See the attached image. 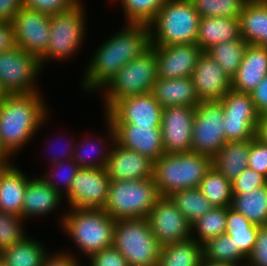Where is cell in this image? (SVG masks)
Returning a JSON list of instances; mask_svg holds the SVG:
<instances>
[{
    "label": "cell",
    "instance_id": "cell-1",
    "mask_svg": "<svg viewBox=\"0 0 267 266\" xmlns=\"http://www.w3.org/2000/svg\"><path fill=\"white\" fill-rule=\"evenodd\" d=\"M123 26L94 51L81 81L84 90L102 89L125 64L151 47L147 24L127 23Z\"/></svg>",
    "mask_w": 267,
    "mask_h": 266
},
{
    "label": "cell",
    "instance_id": "cell-2",
    "mask_svg": "<svg viewBox=\"0 0 267 266\" xmlns=\"http://www.w3.org/2000/svg\"><path fill=\"white\" fill-rule=\"evenodd\" d=\"M41 95L38 91L7 94L0 101V142L10 156L45 124L49 112Z\"/></svg>",
    "mask_w": 267,
    "mask_h": 266
},
{
    "label": "cell",
    "instance_id": "cell-3",
    "mask_svg": "<svg viewBox=\"0 0 267 266\" xmlns=\"http://www.w3.org/2000/svg\"><path fill=\"white\" fill-rule=\"evenodd\" d=\"M212 166V158L188 152L163 154L154 161L153 180L160 197L173 192L199 188L202 179Z\"/></svg>",
    "mask_w": 267,
    "mask_h": 266
},
{
    "label": "cell",
    "instance_id": "cell-4",
    "mask_svg": "<svg viewBox=\"0 0 267 266\" xmlns=\"http://www.w3.org/2000/svg\"><path fill=\"white\" fill-rule=\"evenodd\" d=\"M200 18L190 0H167L148 24L151 46L196 43Z\"/></svg>",
    "mask_w": 267,
    "mask_h": 266
},
{
    "label": "cell",
    "instance_id": "cell-5",
    "mask_svg": "<svg viewBox=\"0 0 267 266\" xmlns=\"http://www.w3.org/2000/svg\"><path fill=\"white\" fill-rule=\"evenodd\" d=\"M115 219L103 209L70 208L61 226L87 257L113 246Z\"/></svg>",
    "mask_w": 267,
    "mask_h": 266
},
{
    "label": "cell",
    "instance_id": "cell-6",
    "mask_svg": "<svg viewBox=\"0 0 267 266\" xmlns=\"http://www.w3.org/2000/svg\"><path fill=\"white\" fill-rule=\"evenodd\" d=\"M159 198L153 178L110 180L103 210L115 220L145 219Z\"/></svg>",
    "mask_w": 267,
    "mask_h": 266
},
{
    "label": "cell",
    "instance_id": "cell-7",
    "mask_svg": "<svg viewBox=\"0 0 267 266\" xmlns=\"http://www.w3.org/2000/svg\"><path fill=\"white\" fill-rule=\"evenodd\" d=\"M157 79L156 51L150 47L125 64L103 87L105 111L120 99L150 93Z\"/></svg>",
    "mask_w": 267,
    "mask_h": 266
},
{
    "label": "cell",
    "instance_id": "cell-8",
    "mask_svg": "<svg viewBox=\"0 0 267 266\" xmlns=\"http://www.w3.org/2000/svg\"><path fill=\"white\" fill-rule=\"evenodd\" d=\"M113 246L125 257L129 266H157L161 246L147 218L116 220Z\"/></svg>",
    "mask_w": 267,
    "mask_h": 266
},
{
    "label": "cell",
    "instance_id": "cell-9",
    "mask_svg": "<svg viewBox=\"0 0 267 266\" xmlns=\"http://www.w3.org/2000/svg\"><path fill=\"white\" fill-rule=\"evenodd\" d=\"M82 1L75 7L50 15V38L46 53L40 58L42 69L49 59H69L85 39L86 20Z\"/></svg>",
    "mask_w": 267,
    "mask_h": 266
},
{
    "label": "cell",
    "instance_id": "cell-10",
    "mask_svg": "<svg viewBox=\"0 0 267 266\" xmlns=\"http://www.w3.org/2000/svg\"><path fill=\"white\" fill-rule=\"evenodd\" d=\"M42 66L40 59L20 47L0 53V84L6 94L39 92L36 80Z\"/></svg>",
    "mask_w": 267,
    "mask_h": 266
},
{
    "label": "cell",
    "instance_id": "cell-11",
    "mask_svg": "<svg viewBox=\"0 0 267 266\" xmlns=\"http://www.w3.org/2000/svg\"><path fill=\"white\" fill-rule=\"evenodd\" d=\"M220 101H201L195 107L191 152L213 157L227 142Z\"/></svg>",
    "mask_w": 267,
    "mask_h": 266
},
{
    "label": "cell",
    "instance_id": "cell-12",
    "mask_svg": "<svg viewBox=\"0 0 267 266\" xmlns=\"http://www.w3.org/2000/svg\"><path fill=\"white\" fill-rule=\"evenodd\" d=\"M161 247L192 238L191 224L169 197H160L147 217Z\"/></svg>",
    "mask_w": 267,
    "mask_h": 266
},
{
    "label": "cell",
    "instance_id": "cell-13",
    "mask_svg": "<svg viewBox=\"0 0 267 266\" xmlns=\"http://www.w3.org/2000/svg\"><path fill=\"white\" fill-rule=\"evenodd\" d=\"M109 182L106 168H80L65 196L69 207L103 209Z\"/></svg>",
    "mask_w": 267,
    "mask_h": 266
},
{
    "label": "cell",
    "instance_id": "cell-14",
    "mask_svg": "<svg viewBox=\"0 0 267 266\" xmlns=\"http://www.w3.org/2000/svg\"><path fill=\"white\" fill-rule=\"evenodd\" d=\"M163 107L152 93L118 100L104 114L112 124L161 126Z\"/></svg>",
    "mask_w": 267,
    "mask_h": 266
},
{
    "label": "cell",
    "instance_id": "cell-15",
    "mask_svg": "<svg viewBox=\"0 0 267 266\" xmlns=\"http://www.w3.org/2000/svg\"><path fill=\"white\" fill-rule=\"evenodd\" d=\"M16 44L39 59L46 53L50 38V16L25 6L13 17Z\"/></svg>",
    "mask_w": 267,
    "mask_h": 266
},
{
    "label": "cell",
    "instance_id": "cell-16",
    "mask_svg": "<svg viewBox=\"0 0 267 266\" xmlns=\"http://www.w3.org/2000/svg\"><path fill=\"white\" fill-rule=\"evenodd\" d=\"M195 107L163 108L161 133L165 154L191 152Z\"/></svg>",
    "mask_w": 267,
    "mask_h": 266
},
{
    "label": "cell",
    "instance_id": "cell-17",
    "mask_svg": "<svg viewBox=\"0 0 267 266\" xmlns=\"http://www.w3.org/2000/svg\"><path fill=\"white\" fill-rule=\"evenodd\" d=\"M107 120L111 153L106 170L110 180H139L153 178L154 161L140 153L121 147L115 142V132L112 123Z\"/></svg>",
    "mask_w": 267,
    "mask_h": 266
},
{
    "label": "cell",
    "instance_id": "cell-18",
    "mask_svg": "<svg viewBox=\"0 0 267 266\" xmlns=\"http://www.w3.org/2000/svg\"><path fill=\"white\" fill-rule=\"evenodd\" d=\"M151 47L156 51L157 77L162 79L191 76L204 52L197 43Z\"/></svg>",
    "mask_w": 267,
    "mask_h": 266
},
{
    "label": "cell",
    "instance_id": "cell-19",
    "mask_svg": "<svg viewBox=\"0 0 267 266\" xmlns=\"http://www.w3.org/2000/svg\"><path fill=\"white\" fill-rule=\"evenodd\" d=\"M198 100L220 101L232 89V79L203 52L191 75Z\"/></svg>",
    "mask_w": 267,
    "mask_h": 266
},
{
    "label": "cell",
    "instance_id": "cell-20",
    "mask_svg": "<svg viewBox=\"0 0 267 266\" xmlns=\"http://www.w3.org/2000/svg\"><path fill=\"white\" fill-rule=\"evenodd\" d=\"M115 142L129 150L156 161L164 154L160 126H138L130 124H112Z\"/></svg>",
    "mask_w": 267,
    "mask_h": 266
},
{
    "label": "cell",
    "instance_id": "cell-21",
    "mask_svg": "<svg viewBox=\"0 0 267 266\" xmlns=\"http://www.w3.org/2000/svg\"><path fill=\"white\" fill-rule=\"evenodd\" d=\"M267 76V47L247 45L241 65L232 78V89L251 93Z\"/></svg>",
    "mask_w": 267,
    "mask_h": 266
},
{
    "label": "cell",
    "instance_id": "cell-22",
    "mask_svg": "<svg viewBox=\"0 0 267 266\" xmlns=\"http://www.w3.org/2000/svg\"><path fill=\"white\" fill-rule=\"evenodd\" d=\"M63 195L54 190L43 178H28L23 198L21 216L23 219L42 216L56 211L62 205Z\"/></svg>",
    "mask_w": 267,
    "mask_h": 266
},
{
    "label": "cell",
    "instance_id": "cell-23",
    "mask_svg": "<svg viewBox=\"0 0 267 266\" xmlns=\"http://www.w3.org/2000/svg\"><path fill=\"white\" fill-rule=\"evenodd\" d=\"M151 93L163 108L196 107L200 103L191 76L175 79L158 78Z\"/></svg>",
    "mask_w": 267,
    "mask_h": 266
},
{
    "label": "cell",
    "instance_id": "cell-24",
    "mask_svg": "<svg viewBox=\"0 0 267 266\" xmlns=\"http://www.w3.org/2000/svg\"><path fill=\"white\" fill-rule=\"evenodd\" d=\"M239 28L247 44L267 47V0H249L239 17Z\"/></svg>",
    "mask_w": 267,
    "mask_h": 266
},
{
    "label": "cell",
    "instance_id": "cell-25",
    "mask_svg": "<svg viewBox=\"0 0 267 266\" xmlns=\"http://www.w3.org/2000/svg\"><path fill=\"white\" fill-rule=\"evenodd\" d=\"M28 177L10 164L0 167V210L21 216Z\"/></svg>",
    "mask_w": 267,
    "mask_h": 266
},
{
    "label": "cell",
    "instance_id": "cell-26",
    "mask_svg": "<svg viewBox=\"0 0 267 266\" xmlns=\"http://www.w3.org/2000/svg\"><path fill=\"white\" fill-rule=\"evenodd\" d=\"M239 37V19L201 17L196 43L206 52L213 45L236 40Z\"/></svg>",
    "mask_w": 267,
    "mask_h": 266
},
{
    "label": "cell",
    "instance_id": "cell-27",
    "mask_svg": "<svg viewBox=\"0 0 267 266\" xmlns=\"http://www.w3.org/2000/svg\"><path fill=\"white\" fill-rule=\"evenodd\" d=\"M249 151L250 140L226 142L212 157V166L232 182L248 167Z\"/></svg>",
    "mask_w": 267,
    "mask_h": 266
},
{
    "label": "cell",
    "instance_id": "cell-28",
    "mask_svg": "<svg viewBox=\"0 0 267 266\" xmlns=\"http://www.w3.org/2000/svg\"><path fill=\"white\" fill-rule=\"evenodd\" d=\"M259 228L231 206L228 207L225 235L232 238L235 248L246 259L253 250Z\"/></svg>",
    "mask_w": 267,
    "mask_h": 266
},
{
    "label": "cell",
    "instance_id": "cell-29",
    "mask_svg": "<svg viewBox=\"0 0 267 266\" xmlns=\"http://www.w3.org/2000/svg\"><path fill=\"white\" fill-rule=\"evenodd\" d=\"M41 243L27 235L0 252L4 266H42L49 256Z\"/></svg>",
    "mask_w": 267,
    "mask_h": 266
},
{
    "label": "cell",
    "instance_id": "cell-30",
    "mask_svg": "<svg viewBox=\"0 0 267 266\" xmlns=\"http://www.w3.org/2000/svg\"><path fill=\"white\" fill-rule=\"evenodd\" d=\"M202 245L194 239L161 247L157 266H201Z\"/></svg>",
    "mask_w": 267,
    "mask_h": 266
},
{
    "label": "cell",
    "instance_id": "cell-31",
    "mask_svg": "<svg viewBox=\"0 0 267 266\" xmlns=\"http://www.w3.org/2000/svg\"><path fill=\"white\" fill-rule=\"evenodd\" d=\"M231 207L253 224L267 225V184L245 194H233Z\"/></svg>",
    "mask_w": 267,
    "mask_h": 266
},
{
    "label": "cell",
    "instance_id": "cell-32",
    "mask_svg": "<svg viewBox=\"0 0 267 266\" xmlns=\"http://www.w3.org/2000/svg\"><path fill=\"white\" fill-rule=\"evenodd\" d=\"M247 45V42L239 37L236 40L213 45L206 53L210 55L232 79L241 65Z\"/></svg>",
    "mask_w": 267,
    "mask_h": 266
},
{
    "label": "cell",
    "instance_id": "cell-33",
    "mask_svg": "<svg viewBox=\"0 0 267 266\" xmlns=\"http://www.w3.org/2000/svg\"><path fill=\"white\" fill-rule=\"evenodd\" d=\"M199 189L213 207H230L232 205V182L213 166L202 179Z\"/></svg>",
    "mask_w": 267,
    "mask_h": 266
},
{
    "label": "cell",
    "instance_id": "cell-34",
    "mask_svg": "<svg viewBox=\"0 0 267 266\" xmlns=\"http://www.w3.org/2000/svg\"><path fill=\"white\" fill-rule=\"evenodd\" d=\"M202 254V260L218 263H229L237 266H245V261L247 260L240 253L238 248H235L232 238L225 234L212 238L202 244ZM241 263L243 265H241Z\"/></svg>",
    "mask_w": 267,
    "mask_h": 266
},
{
    "label": "cell",
    "instance_id": "cell-35",
    "mask_svg": "<svg viewBox=\"0 0 267 266\" xmlns=\"http://www.w3.org/2000/svg\"><path fill=\"white\" fill-rule=\"evenodd\" d=\"M168 197L190 224L213 208L199 188L179 190Z\"/></svg>",
    "mask_w": 267,
    "mask_h": 266
},
{
    "label": "cell",
    "instance_id": "cell-36",
    "mask_svg": "<svg viewBox=\"0 0 267 266\" xmlns=\"http://www.w3.org/2000/svg\"><path fill=\"white\" fill-rule=\"evenodd\" d=\"M228 207H213L191 224L192 239L199 244L225 234ZM194 231L198 234L194 235ZM196 236V237H195ZM195 237V238H194Z\"/></svg>",
    "mask_w": 267,
    "mask_h": 266
},
{
    "label": "cell",
    "instance_id": "cell-37",
    "mask_svg": "<svg viewBox=\"0 0 267 266\" xmlns=\"http://www.w3.org/2000/svg\"><path fill=\"white\" fill-rule=\"evenodd\" d=\"M260 115L224 113V133L227 142L247 141L256 137Z\"/></svg>",
    "mask_w": 267,
    "mask_h": 266
},
{
    "label": "cell",
    "instance_id": "cell-38",
    "mask_svg": "<svg viewBox=\"0 0 267 266\" xmlns=\"http://www.w3.org/2000/svg\"><path fill=\"white\" fill-rule=\"evenodd\" d=\"M249 0H190L200 17L239 19Z\"/></svg>",
    "mask_w": 267,
    "mask_h": 266
},
{
    "label": "cell",
    "instance_id": "cell-39",
    "mask_svg": "<svg viewBox=\"0 0 267 266\" xmlns=\"http://www.w3.org/2000/svg\"><path fill=\"white\" fill-rule=\"evenodd\" d=\"M167 0H121L125 22L149 24ZM127 17V18H126Z\"/></svg>",
    "mask_w": 267,
    "mask_h": 266
},
{
    "label": "cell",
    "instance_id": "cell-40",
    "mask_svg": "<svg viewBox=\"0 0 267 266\" xmlns=\"http://www.w3.org/2000/svg\"><path fill=\"white\" fill-rule=\"evenodd\" d=\"M23 221L22 216L0 210V252L26 236Z\"/></svg>",
    "mask_w": 267,
    "mask_h": 266
},
{
    "label": "cell",
    "instance_id": "cell-41",
    "mask_svg": "<svg viewBox=\"0 0 267 266\" xmlns=\"http://www.w3.org/2000/svg\"><path fill=\"white\" fill-rule=\"evenodd\" d=\"M97 139L98 140L96 142H99V144H96V142H95V144L97 146H94L95 144L94 145L91 144V143H94V142L90 141V142H85L87 145L83 142L82 144H80L81 146L77 145V147H74V152H73V158L72 159L78 164V166L80 168H97V169L106 168L107 163H108V159L110 157L111 148H110V150L107 149L108 151L107 150L104 151V149H102V148L101 149L97 148L99 145L101 147V145H103V143H105L104 138L102 140L101 138L99 139L97 137ZM78 146L83 147L82 151H80V149H81L80 147L78 149ZM84 146H86V148ZM87 146L90 148V150H94V151L97 148L96 149L97 151H95L93 153L90 152V153H92V156L94 155L95 158L91 157V155L89 154L90 150H88ZM91 146H93V147L91 148ZM98 149H99V151H98ZM83 150H84V152H83ZM89 158H90V160H89Z\"/></svg>",
    "mask_w": 267,
    "mask_h": 266
},
{
    "label": "cell",
    "instance_id": "cell-42",
    "mask_svg": "<svg viewBox=\"0 0 267 266\" xmlns=\"http://www.w3.org/2000/svg\"><path fill=\"white\" fill-rule=\"evenodd\" d=\"M223 112L237 115H259L251 94L229 90L220 100Z\"/></svg>",
    "mask_w": 267,
    "mask_h": 266
},
{
    "label": "cell",
    "instance_id": "cell-43",
    "mask_svg": "<svg viewBox=\"0 0 267 266\" xmlns=\"http://www.w3.org/2000/svg\"><path fill=\"white\" fill-rule=\"evenodd\" d=\"M52 165L53 166L55 165V168H56V170L55 169L54 170L52 169L53 174L52 173H50V174L49 173H46L45 175L42 176V178L54 190L58 191L62 195H65L69 191V188L71 186V183L74 180L75 176L77 175L80 167L78 166V164L73 159H69V160H66V161L63 160V161H60V162L55 163V164H52ZM59 175H62V177L59 176ZM52 176L61 177L60 180L62 182L61 184L64 183L63 186L65 188V190H64L65 191V194L62 193L63 190H61V189H63V188L58 185L59 182L56 181V177L54 179V177H52Z\"/></svg>",
    "mask_w": 267,
    "mask_h": 266
},
{
    "label": "cell",
    "instance_id": "cell-44",
    "mask_svg": "<svg viewBox=\"0 0 267 266\" xmlns=\"http://www.w3.org/2000/svg\"><path fill=\"white\" fill-rule=\"evenodd\" d=\"M267 184V178L257 171L247 167L232 181L233 194H245Z\"/></svg>",
    "mask_w": 267,
    "mask_h": 266
},
{
    "label": "cell",
    "instance_id": "cell-45",
    "mask_svg": "<svg viewBox=\"0 0 267 266\" xmlns=\"http://www.w3.org/2000/svg\"><path fill=\"white\" fill-rule=\"evenodd\" d=\"M80 2V0H24V6L50 16L58 12L69 10Z\"/></svg>",
    "mask_w": 267,
    "mask_h": 266
},
{
    "label": "cell",
    "instance_id": "cell-46",
    "mask_svg": "<svg viewBox=\"0 0 267 266\" xmlns=\"http://www.w3.org/2000/svg\"><path fill=\"white\" fill-rule=\"evenodd\" d=\"M248 167L267 178V145L256 137L250 139Z\"/></svg>",
    "mask_w": 267,
    "mask_h": 266
},
{
    "label": "cell",
    "instance_id": "cell-47",
    "mask_svg": "<svg viewBox=\"0 0 267 266\" xmlns=\"http://www.w3.org/2000/svg\"><path fill=\"white\" fill-rule=\"evenodd\" d=\"M245 266H267V225L260 226Z\"/></svg>",
    "mask_w": 267,
    "mask_h": 266
},
{
    "label": "cell",
    "instance_id": "cell-48",
    "mask_svg": "<svg viewBox=\"0 0 267 266\" xmlns=\"http://www.w3.org/2000/svg\"><path fill=\"white\" fill-rule=\"evenodd\" d=\"M88 258L90 266H129L125 257L114 246L96 252Z\"/></svg>",
    "mask_w": 267,
    "mask_h": 266
},
{
    "label": "cell",
    "instance_id": "cell-49",
    "mask_svg": "<svg viewBox=\"0 0 267 266\" xmlns=\"http://www.w3.org/2000/svg\"><path fill=\"white\" fill-rule=\"evenodd\" d=\"M258 114H267V76L250 93Z\"/></svg>",
    "mask_w": 267,
    "mask_h": 266
},
{
    "label": "cell",
    "instance_id": "cell-50",
    "mask_svg": "<svg viewBox=\"0 0 267 266\" xmlns=\"http://www.w3.org/2000/svg\"><path fill=\"white\" fill-rule=\"evenodd\" d=\"M17 47L14 28L11 22L0 21V53Z\"/></svg>",
    "mask_w": 267,
    "mask_h": 266
},
{
    "label": "cell",
    "instance_id": "cell-51",
    "mask_svg": "<svg viewBox=\"0 0 267 266\" xmlns=\"http://www.w3.org/2000/svg\"><path fill=\"white\" fill-rule=\"evenodd\" d=\"M24 7V0H0V21L11 22Z\"/></svg>",
    "mask_w": 267,
    "mask_h": 266
},
{
    "label": "cell",
    "instance_id": "cell-52",
    "mask_svg": "<svg viewBox=\"0 0 267 266\" xmlns=\"http://www.w3.org/2000/svg\"><path fill=\"white\" fill-rule=\"evenodd\" d=\"M79 260L74 254L65 253L64 251L54 253L45 259L42 266H80Z\"/></svg>",
    "mask_w": 267,
    "mask_h": 266
},
{
    "label": "cell",
    "instance_id": "cell-53",
    "mask_svg": "<svg viewBox=\"0 0 267 266\" xmlns=\"http://www.w3.org/2000/svg\"><path fill=\"white\" fill-rule=\"evenodd\" d=\"M256 138L267 145V114L259 118L256 129Z\"/></svg>",
    "mask_w": 267,
    "mask_h": 266
},
{
    "label": "cell",
    "instance_id": "cell-54",
    "mask_svg": "<svg viewBox=\"0 0 267 266\" xmlns=\"http://www.w3.org/2000/svg\"><path fill=\"white\" fill-rule=\"evenodd\" d=\"M72 148H67L68 150H66V152L61 156V157H59V156H54L53 158H52V164H55V163H58V162H60V161H63V159H64V161H66V160H69V159H72L73 158V152H74V146H71ZM61 158H62V160H61Z\"/></svg>",
    "mask_w": 267,
    "mask_h": 266
},
{
    "label": "cell",
    "instance_id": "cell-55",
    "mask_svg": "<svg viewBox=\"0 0 267 266\" xmlns=\"http://www.w3.org/2000/svg\"><path fill=\"white\" fill-rule=\"evenodd\" d=\"M9 159L10 155L6 152V150L3 148L0 142V167H5L10 165L12 162H10Z\"/></svg>",
    "mask_w": 267,
    "mask_h": 266
},
{
    "label": "cell",
    "instance_id": "cell-56",
    "mask_svg": "<svg viewBox=\"0 0 267 266\" xmlns=\"http://www.w3.org/2000/svg\"><path fill=\"white\" fill-rule=\"evenodd\" d=\"M201 266H237V265H232L229 263H218V262H212L208 260H202Z\"/></svg>",
    "mask_w": 267,
    "mask_h": 266
},
{
    "label": "cell",
    "instance_id": "cell-57",
    "mask_svg": "<svg viewBox=\"0 0 267 266\" xmlns=\"http://www.w3.org/2000/svg\"><path fill=\"white\" fill-rule=\"evenodd\" d=\"M7 94L5 93V91L3 90V88L1 87L0 84V101L6 96Z\"/></svg>",
    "mask_w": 267,
    "mask_h": 266
},
{
    "label": "cell",
    "instance_id": "cell-58",
    "mask_svg": "<svg viewBox=\"0 0 267 266\" xmlns=\"http://www.w3.org/2000/svg\"><path fill=\"white\" fill-rule=\"evenodd\" d=\"M0 266H4V262H3V258L1 256V254H0Z\"/></svg>",
    "mask_w": 267,
    "mask_h": 266
}]
</instances>
